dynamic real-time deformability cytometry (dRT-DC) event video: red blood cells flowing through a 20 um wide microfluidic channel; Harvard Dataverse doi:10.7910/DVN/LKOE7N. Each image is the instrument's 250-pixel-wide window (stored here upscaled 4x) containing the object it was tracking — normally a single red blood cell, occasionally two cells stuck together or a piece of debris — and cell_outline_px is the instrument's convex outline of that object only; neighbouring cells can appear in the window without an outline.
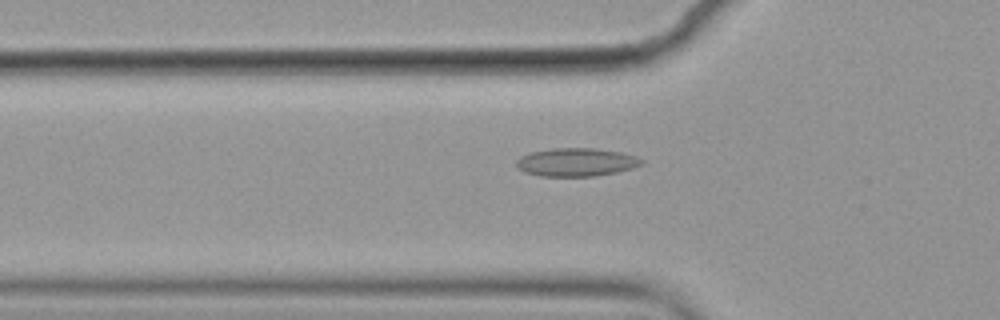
{"species": "common noctule bat (a hibernating species)", "species_latin": "Nyctalus noctula", "temperature_condition": "cold", "stored_images_in_passage": 43, "camera_frame_rate_fps": 3000, "um_per_image_px": 0.085, "animal": {"sex": "female", "body_mass_g": 19.9}, "frame": {"image": 1, "passage_image": 5, "time_ms": 1.333, "image_size_px": [1000, 320], "cell_outline_px": [[644, 164], [632, 168], [616, 172], [596, 176], [540, 176], [524, 172], [516, 168], [516, 160], [520, 156], [532, 152], [552, 148], [596, 148], [620, 152], [636, 156], [644, 160]], "centroid_in_image_um": [48.98, 13.78], "position_along_channel_um": 76.8, "area_um2": 20.75}}
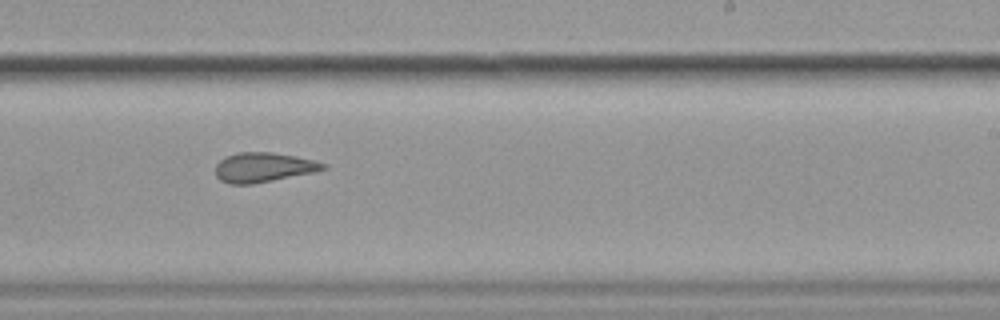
{"frame": {"image": 2, "passage_image": 21, "time_ms": 6.667, "image_size_px": [1000, 320], "cell_outline_px": [[328, 168], [316, 172], [252, 184], [228, 184], [220, 180], [216, 176], [216, 164], [224, 156], [240, 152], [272, 152], [296, 156], [328, 164]], "centroid_in_image_um": [22.4, 14.22], "position_along_channel_um": 266.6, "area_um2": 18.73}}
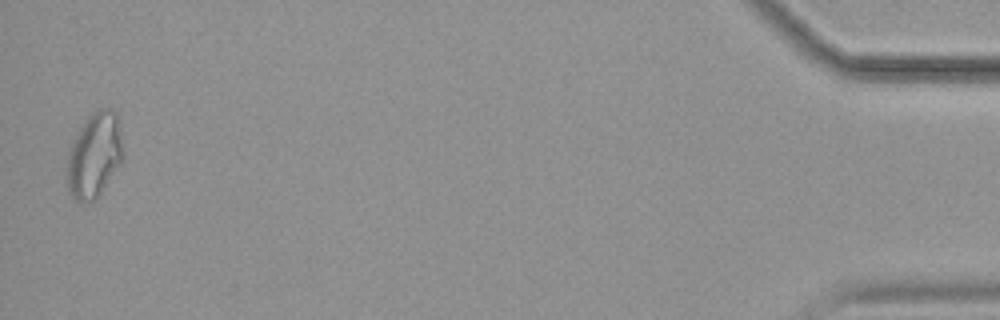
{"frame": {"image": 3, "passage_image": 42, "time_ms": 13.667, "image_size_px": [1000, 320], "cell_outline_px": [[124, 160], [96, 200], [80, 204], [72, 196], [68, 188], [68, 152], [84, 120], [96, 108], [112, 108], [116, 112], [120, 120], [124, 156]], "centroid_in_image_um": [8.08, 13.17], "position_along_channel_um": 427.1, "area_um2": 28.26}, "authors_computed_cell_mechanics": {"area_um2": 19.2474, "velocity_mm_per_s": 3.5587, "shape_relaxation_time_tau1_ms": null, "shape_relaxation_time_tau2_ms": 2.597, "deformation_change_tau1": null, "deformation_change_tau2": 0.0953}}